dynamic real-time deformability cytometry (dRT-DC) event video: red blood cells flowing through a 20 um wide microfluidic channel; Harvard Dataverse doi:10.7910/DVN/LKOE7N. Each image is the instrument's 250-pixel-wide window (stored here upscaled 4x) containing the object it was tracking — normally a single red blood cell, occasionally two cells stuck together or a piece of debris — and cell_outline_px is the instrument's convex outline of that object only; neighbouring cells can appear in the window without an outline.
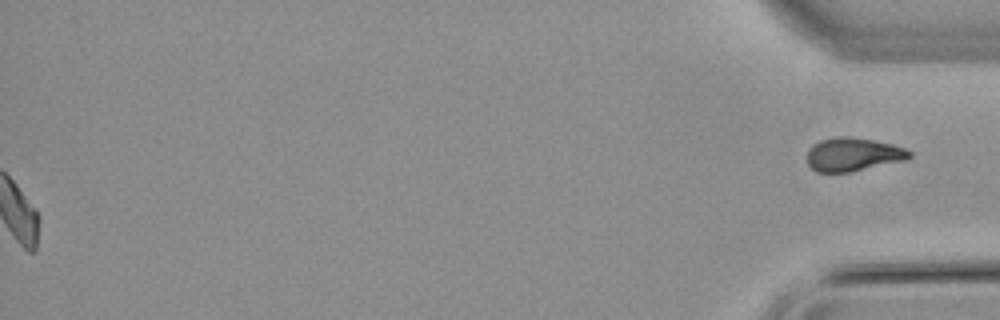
{"species": "common noctule bat (a hibernating species)", "species_latin": "Nyctalus noctula", "temperature_condition": "warm", "stored_images_in_passage": 55, "segment_of_instrument_passage": [2, 2], "camera_frame_rate_fps": 3000, "um_per_image_px": 0.085, "animal": {"sex": "male", "body_mass_g": 21.5, "forearm_length_mm": 52.0}, "frame": {"image": 1, "passage_image": 55, "time_ms": 18.0, "image_size_px": [1000, 320], "cell_outline_px": [[912, 156], [908, 160], [852, 172], [816, 172], [808, 164], [808, 148], [812, 144], [820, 140], [836, 136], [844, 136], [872, 140], [892, 144], [904, 148], [912, 152]], "centroid_in_image_um": [72.53, 13.13], "position_along_channel_um": 362.7, "area_um2": 20.17}}